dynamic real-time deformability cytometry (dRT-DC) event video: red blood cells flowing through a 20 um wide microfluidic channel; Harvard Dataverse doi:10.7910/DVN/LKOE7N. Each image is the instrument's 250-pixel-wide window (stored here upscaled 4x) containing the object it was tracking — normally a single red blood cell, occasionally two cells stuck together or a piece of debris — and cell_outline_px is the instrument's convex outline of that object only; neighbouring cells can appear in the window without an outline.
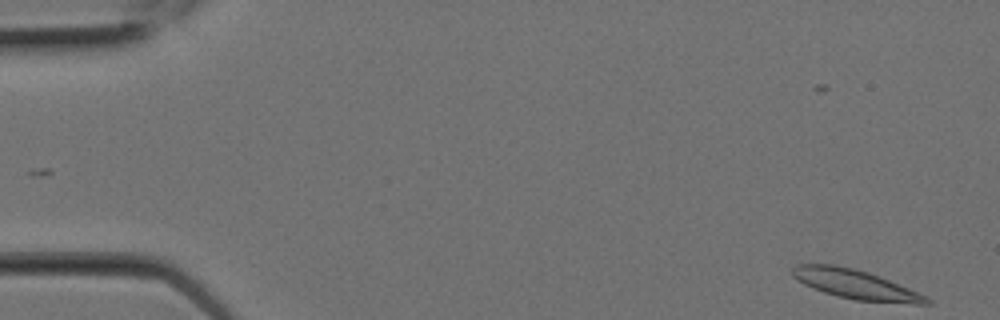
{"species": "Egyptian fruit bat (a non-hibernating species)", "species_latin": "Rousettus aegyptiacus", "temperature_condition": "room temperature", "stored_images_in_passage": 5, "camera_frame_rate_fps": 3000, "um_per_image_px": 0.085, "animal": {"sex": "female"}, "frame": {"image": 1, "passage_image": 1, "time_ms": 0.0, "image_size_px": [1000, 320], "cell_outline_px": [[932, 304], [912, 304], [856, 300], [836, 296], [812, 288], [804, 284], [792, 276], [792, 268], [796, 264], [836, 264], [868, 272], [908, 288], [932, 300]], "centroid_in_image_um": [72.69, 24.17], "position_along_channel_um": 12.3, "area_um2": 22.77}}